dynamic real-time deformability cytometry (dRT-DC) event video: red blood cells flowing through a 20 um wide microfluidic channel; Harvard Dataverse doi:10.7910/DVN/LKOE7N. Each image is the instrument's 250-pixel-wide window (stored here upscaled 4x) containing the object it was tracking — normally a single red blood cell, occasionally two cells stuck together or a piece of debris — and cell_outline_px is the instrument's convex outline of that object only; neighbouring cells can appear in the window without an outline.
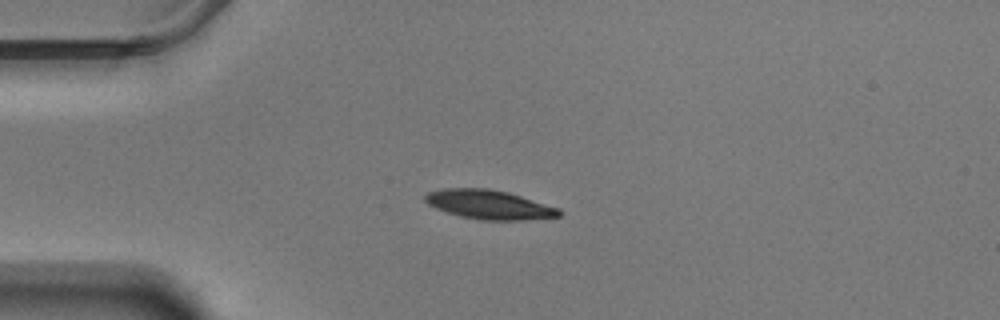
{"species": "Egyptian fruit bat (a non-hibernating species)", "species_latin": "Rousettus aegyptiacus", "temperature_condition": "warm", "stored_images_in_passage": 45, "camera_frame_rate_fps": 3000, "um_per_image_px": 0.085, "animal": {"sex": "male"}, "frame": {"image": 1, "passage_image": 1, "time_ms": 0.0, "image_size_px": [1000, 320], "cell_outline_px": [[564, 212], [560, 216], [520, 220], [480, 220], [460, 216], [436, 208], [428, 204], [424, 200], [424, 196], [428, 192], [444, 188], [488, 188], [508, 192], [560, 208]], "centroid_in_image_um": [41.59, 17.39], "position_along_channel_um": 43.4, "area_um2": 22.77}}
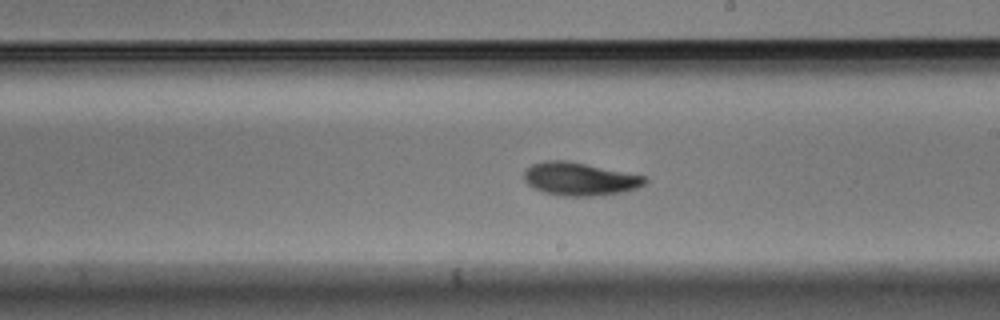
{"frame": {"image": 2, "passage_image": 20, "time_ms": 6.333, "image_size_px": [1000, 320], "cell_outline_px": [[648, 180], [644, 184], [636, 188], [624, 192], [592, 196], [564, 196], [544, 192], [528, 184], [524, 180], [524, 172], [532, 164], [544, 160], [564, 160], [644, 176]], "centroid_in_image_um": [49.25, 15.22], "position_along_channel_um": 239.7, "area_um2": 22.89}}
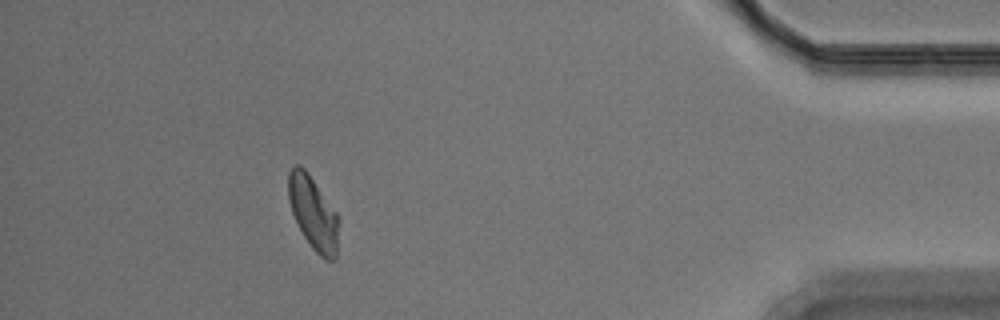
{"frame": {"image": 3, "passage_image": 39, "time_ms": 12.667, "image_size_px": [1000, 320], "cell_outline_px": [[340, 220], [336, 260], [324, 260], [312, 248], [304, 236], [292, 212], [288, 200], [288, 172], [296, 164], [300, 164], [308, 172], [336, 212]], "centroid_in_image_um": [26.64, 18.12], "position_along_channel_um": 408.6, "area_um2": 21.62}, "authors_computed_cell_mechanics": {"area_um2": 22.3686, "velocity_mm_per_s": 3.4654, "shape_relaxation_time_tau1_ms": 2.6578, "shape_relaxation_time_tau2_ms": 7.915, "deformation_change_tau1": 0.1179, "deformation_change_tau2": 0.1177}}